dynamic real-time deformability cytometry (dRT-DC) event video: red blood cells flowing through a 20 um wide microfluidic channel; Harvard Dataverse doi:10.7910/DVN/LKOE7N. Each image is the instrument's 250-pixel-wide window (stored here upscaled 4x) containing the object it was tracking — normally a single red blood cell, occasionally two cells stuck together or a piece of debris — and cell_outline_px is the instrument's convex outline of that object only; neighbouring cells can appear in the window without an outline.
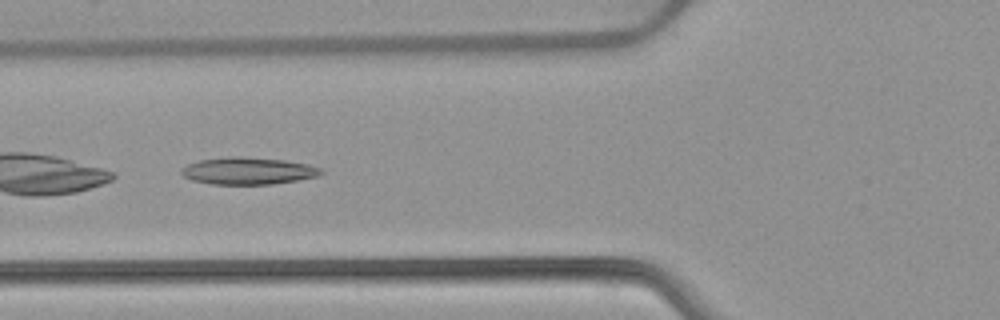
{"species": "common noctule bat (a hibernating species)", "species_latin": "Nyctalus noctula", "temperature_condition": "warm", "stored_images_in_passage": 37, "camera_frame_rate_fps": 3000, "um_per_image_px": 0.085, "animal": {"sex": "female", "body_mass_g": 22.7, "forearm_length_mm": 54.2}, "frame": {"image": 1, "passage_image": 6, "time_ms": 1.667, "image_size_px": [1000, 320], "cell_outline_px": [[324, 172], [320, 176], [300, 180], [272, 184], [212, 184], [192, 180], [184, 176], [180, 172], [180, 168], [188, 164], [200, 160], [228, 156], [240, 156], [284, 160], [308, 164], [320, 168]], "centroid_in_image_um": [21.1, 14.52], "position_along_channel_um": 104.7, "area_um2": 22.2}}
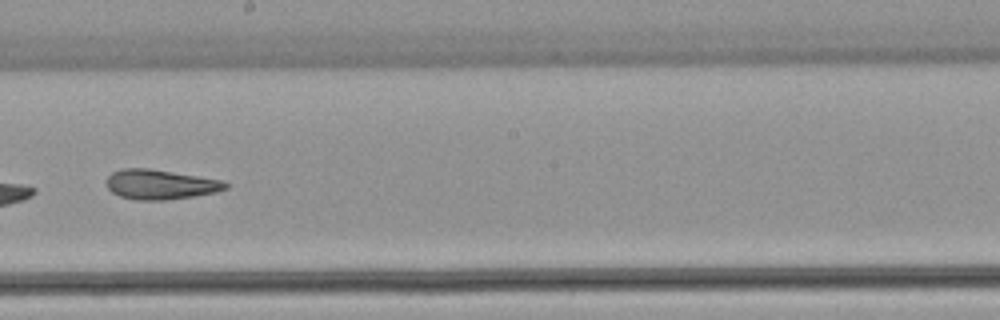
{"frame": {"image": 2, "passage_image": 16, "time_ms": 5.0, "image_size_px": [1000, 320], "cell_outline_px": [[228, 188], [216, 192], [168, 200], [136, 200], [120, 196], [112, 192], [104, 184], [104, 180], [112, 172], [120, 168], [148, 168], [220, 180], [228, 184]], "centroid_in_image_um": [13.55, 15.68], "position_along_channel_um": 234.7, "area_um2": 20.63}, "authors_computed_cell_mechanics": {"area_um2": 21.2704, "velocity_mm_per_s": 3.8973, "shape_relaxation_time_tau1_ms": 11.155, "shape_relaxation_time_tau2_ms": 3.5538, "deformation_change_tau1": 0.2727, "deformation_change_tau2": 0.1368}}